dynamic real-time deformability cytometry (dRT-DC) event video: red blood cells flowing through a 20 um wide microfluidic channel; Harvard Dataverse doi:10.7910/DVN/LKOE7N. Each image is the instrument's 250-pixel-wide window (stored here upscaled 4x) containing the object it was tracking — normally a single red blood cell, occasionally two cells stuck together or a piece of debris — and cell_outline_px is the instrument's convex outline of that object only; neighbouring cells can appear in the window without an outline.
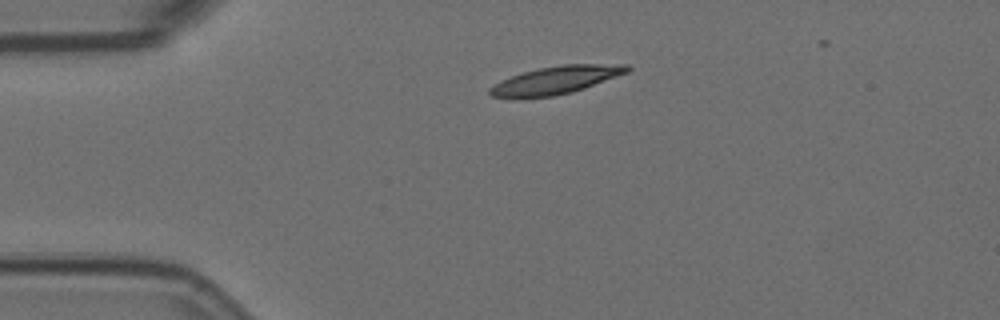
{"species": "Egyptian fruit bat (a non-hibernating species)", "species_latin": "Rousettus aegyptiacus", "temperature_condition": "room temperature", "stored_images_in_passage": 2, "camera_frame_rate_fps": 3000, "um_per_image_px": 0.085, "animal": {"sex": "female"}, "frame": {"image": 1, "passage_image": 1, "time_ms": 0.0, "image_size_px": [1000, 320], "cell_outline_px": [[632, 68], [628, 72], [584, 88], [572, 92], [552, 96], [524, 100], [512, 100], [492, 96], [488, 92], [488, 88], [500, 80], [524, 72], [540, 68], [560, 64], [628, 64]], "centroid_in_image_um": [47.17, 6.84], "position_along_channel_um": 37.8, "area_um2": 22.77}}
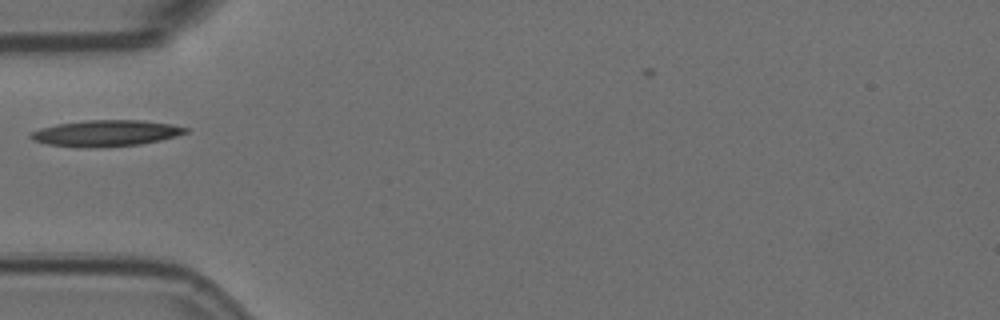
{"frame": {"image": 2, "passage_image": 2, "time_ms": 0.333, "image_size_px": [1000, 320], "cell_outline_px": [[188, 132], [176, 136], [160, 140], [140, 144], [80, 148], [48, 144], [32, 140], [28, 136], [32, 132], [40, 128], [56, 124], [88, 120], [140, 120], [172, 124], [188, 128]], "centroid_in_image_um": [8.98, 11.32], "position_along_channel_um": 76.0, "area_um2": 23.52}}